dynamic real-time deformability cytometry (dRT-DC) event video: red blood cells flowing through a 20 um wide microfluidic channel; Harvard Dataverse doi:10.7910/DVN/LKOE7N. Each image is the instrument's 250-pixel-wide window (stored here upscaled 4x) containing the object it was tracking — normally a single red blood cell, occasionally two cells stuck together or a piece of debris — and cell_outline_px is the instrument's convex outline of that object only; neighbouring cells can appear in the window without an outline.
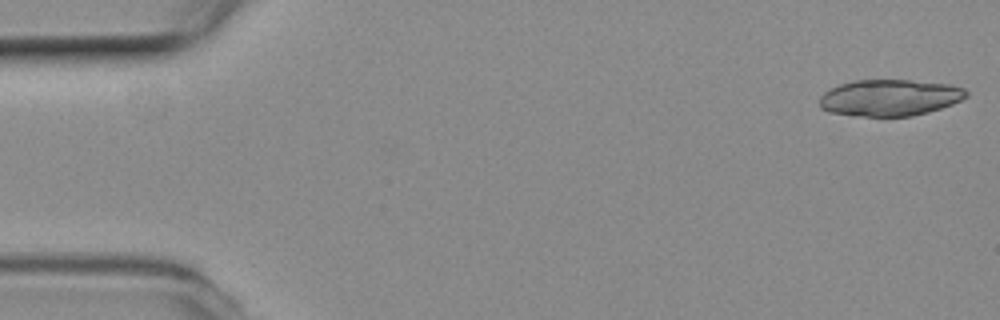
{"species": "common noctule bat (a hibernating species)", "species_latin": "Nyctalus noctula", "temperature_condition": "room temperature", "stored_images_in_passage": 17, "camera_frame_rate_fps": 3000, "um_per_image_px": 0.085, "animal": {"sex": "female", "body_mass_g": 19.3, "forearm_length_mm": 54.1}, "frame": {"image": 1, "passage_image": 1, "time_ms": 0.0, "image_size_px": [1000, 320], "cell_outline_px": [[968, 96], [952, 104], [928, 112], [912, 116], [852, 116], [828, 112], [820, 108], [820, 96], [824, 92], [840, 84], [856, 80], [908, 80], [948, 84], [964, 88], [968, 92]], "centroid_in_image_um": [75.61, 8.31], "position_along_channel_um": 9.4, "area_um2": 31.21}}